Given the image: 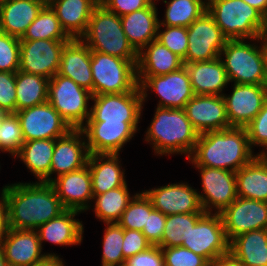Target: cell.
<instances>
[{"instance_id":"obj_39","label":"cell","mask_w":267,"mask_h":266,"mask_svg":"<svg viewBox=\"0 0 267 266\" xmlns=\"http://www.w3.org/2000/svg\"><path fill=\"white\" fill-rule=\"evenodd\" d=\"M205 212H195L187 214H173L166 216V223L162 235L160 248L181 246L196 222Z\"/></svg>"},{"instance_id":"obj_4","label":"cell","mask_w":267,"mask_h":266,"mask_svg":"<svg viewBox=\"0 0 267 266\" xmlns=\"http://www.w3.org/2000/svg\"><path fill=\"white\" fill-rule=\"evenodd\" d=\"M80 39L91 51L138 61V52L129 43L120 16L100 3L94 8L87 31Z\"/></svg>"},{"instance_id":"obj_41","label":"cell","mask_w":267,"mask_h":266,"mask_svg":"<svg viewBox=\"0 0 267 266\" xmlns=\"http://www.w3.org/2000/svg\"><path fill=\"white\" fill-rule=\"evenodd\" d=\"M154 210L151 200L141 191L133 197L117 222L123 229L143 230L147 225V213Z\"/></svg>"},{"instance_id":"obj_42","label":"cell","mask_w":267,"mask_h":266,"mask_svg":"<svg viewBox=\"0 0 267 266\" xmlns=\"http://www.w3.org/2000/svg\"><path fill=\"white\" fill-rule=\"evenodd\" d=\"M0 143L5 153L14 157L24 144L20 121L16 113H6L0 121Z\"/></svg>"},{"instance_id":"obj_37","label":"cell","mask_w":267,"mask_h":266,"mask_svg":"<svg viewBox=\"0 0 267 266\" xmlns=\"http://www.w3.org/2000/svg\"><path fill=\"white\" fill-rule=\"evenodd\" d=\"M166 4L164 19L159 26L189 27L198 17L207 11L204 0H162Z\"/></svg>"},{"instance_id":"obj_52","label":"cell","mask_w":267,"mask_h":266,"mask_svg":"<svg viewBox=\"0 0 267 266\" xmlns=\"http://www.w3.org/2000/svg\"><path fill=\"white\" fill-rule=\"evenodd\" d=\"M0 244L9 230L8 202L2 190H0Z\"/></svg>"},{"instance_id":"obj_12","label":"cell","mask_w":267,"mask_h":266,"mask_svg":"<svg viewBox=\"0 0 267 266\" xmlns=\"http://www.w3.org/2000/svg\"><path fill=\"white\" fill-rule=\"evenodd\" d=\"M187 31L188 50L183 63L211 61L220 57L228 39L208 11L187 27Z\"/></svg>"},{"instance_id":"obj_59","label":"cell","mask_w":267,"mask_h":266,"mask_svg":"<svg viewBox=\"0 0 267 266\" xmlns=\"http://www.w3.org/2000/svg\"><path fill=\"white\" fill-rule=\"evenodd\" d=\"M42 3L44 4V6H50L52 5L54 2L58 1V0H41Z\"/></svg>"},{"instance_id":"obj_46","label":"cell","mask_w":267,"mask_h":266,"mask_svg":"<svg viewBox=\"0 0 267 266\" xmlns=\"http://www.w3.org/2000/svg\"><path fill=\"white\" fill-rule=\"evenodd\" d=\"M245 128L252 150L254 146L257 148L258 146L262 147L261 150L267 148V98L261 111Z\"/></svg>"},{"instance_id":"obj_3","label":"cell","mask_w":267,"mask_h":266,"mask_svg":"<svg viewBox=\"0 0 267 266\" xmlns=\"http://www.w3.org/2000/svg\"><path fill=\"white\" fill-rule=\"evenodd\" d=\"M151 124L145 131V141L157 156L186 155L195 148L199 133L187 118L184 109L155 108Z\"/></svg>"},{"instance_id":"obj_45","label":"cell","mask_w":267,"mask_h":266,"mask_svg":"<svg viewBox=\"0 0 267 266\" xmlns=\"http://www.w3.org/2000/svg\"><path fill=\"white\" fill-rule=\"evenodd\" d=\"M164 266H208L209 262L202 256L182 246L161 248Z\"/></svg>"},{"instance_id":"obj_6","label":"cell","mask_w":267,"mask_h":266,"mask_svg":"<svg viewBox=\"0 0 267 266\" xmlns=\"http://www.w3.org/2000/svg\"><path fill=\"white\" fill-rule=\"evenodd\" d=\"M256 41L257 39L227 40L220 52V58L229 82L267 85L263 54Z\"/></svg>"},{"instance_id":"obj_29","label":"cell","mask_w":267,"mask_h":266,"mask_svg":"<svg viewBox=\"0 0 267 266\" xmlns=\"http://www.w3.org/2000/svg\"><path fill=\"white\" fill-rule=\"evenodd\" d=\"M87 164L94 195L103 194L126 183L120 154H90Z\"/></svg>"},{"instance_id":"obj_50","label":"cell","mask_w":267,"mask_h":266,"mask_svg":"<svg viewBox=\"0 0 267 266\" xmlns=\"http://www.w3.org/2000/svg\"><path fill=\"white\" fill-rule=\"evenodd\" d=\"M155 0H99L107 10L124 16L150 6Z\"/></svg>"},{"instance_id":"obj_2","label":"cell","mask_w":267,"mask_h":266,"mask_svg":"<svg viewBox=\"0 0 267 266\" xmlns=\"http://www.w3.org/2000/svg\"><path fill=\"white\" fill-rule=\"evenodd\" d=\"M256 156L250 147L246 128L230 127L199 134L195 148L187 160L193 166L237 172Z\"/></svg>"},{"instance_id":"obj_35","label":"cell","mask_w":267,"mask_h":266,"mask_svg":"<svg viewBox=\"0 0 267 266\" xmlns=\"http://www.w3.org/2000/svg\"><path fill=\"white\" fill-rule=\"evenodd\" d=\"M131 196L127 182L116 189L109 190L103 194L93 195V211L96 219L104 223H117L128 206L129 202L136 195Z\"/></svg>"},{"instance_id":"obj_20","label":"cell","mask_w":267,"mask_h":266,"mask_svg":"<svg viewBox=\"0 0 267 266\" xmlns=\"http://www.w3.org/2000/svg\"><path fill=\"white\" fill-rule=\"evenodd\" d=\"M50 184L65 209L81 213L91 209L94 194L88 164L54 178Z\"/></svg>"},{"instance_id":"obj_38","label":"cell","mask_w":267,"mask_h":266,"mask_svg":"<svg viewBox=\"0 0 267 266\" xmlns=\"http://www.w3.org/2000/svg\"><path fill=\"white\" fill-rule=\"evenodd\" d=\"M70 41L51 6H44L20 40Z\"/></svg>"},{"instance_id":"obj_56","label":"cell","mask_w":267,"mask_h":266,"mask_svg":"<svg viewBox=\"0 0 267 266\" xmlns=\"http://www.w3.org/2000/svg\"><path fill=\"white\" fill-rule=\"evenodd\" d=\"M256 10H258L267 19V0H243Z\"/></svg>"},{"instance_id":"obj_23","label":"cell","mask_w":267,"mask_h":266,"mask_svg":"<svg viewBox=\"0 0 267 266\" xmlns=\"http://www.w3.org/2000/svg\"><path fill=\"white\" fill-rule=\"evenodd\" d=\"M89 155L86 139L81 129H71L66 135L55 139L50 182L62 174L86 166ZM53 174L56 176L53 177Z\"/></svg>"},{"instance_id":"obj_34","label":"cell","mask_w":267,"mask_h":266,"mask_svg":"<svg viewBox=\"0 0 267 266\" xmlns=\"http://www.w3.org/2000/svg\"><path fill=\"white\" fill-rule=\"evenodd\" d=\"M235 174L239 197L267 202V166L258 156Z\"/></svg>"},{"instance_id":"obj_49","label":"cell","mask_w":267,"mask_h":266,"mask_svg":"<svg viewBox=\"0 0 267 266\" xmlns=\"http://www.w3.org/2000/svg\"><path fill=\"white\" fill-rule=\"evenodd\" d=\"M166 223V215L159 210H153L147 213V225H144L142 233L152 246H158L161 243L164 227Z\"/></svg>"},{"instance_id":"obj_10","label":"cell","mask_w":267,"mask_h":266,"mask_svg":"<svg viewBox=\"0 0 267 266\" xmlns=\"http://www.w3.org/2000/svg\"><path fill=\"white\" fill-rule=\"evenodd\" d=\"M181 246L204 257L209 263L229 254V241L220 213H205L191 227Z\"/></svg>"},{"instance_id":"obj_55","label":"cell","mask_w":267,"mask_h":266,"mask_svg":"<svg viewBox=\"0 0 267 266\" xmlns=\"http://www.w3.org/2000/svg\"><path fill=\"white\" fill-rule=\"evenodd\" d=\"M59 256L60 255L47 256L44 260L35 263L32 266H66L63 262V258H60Z\"/></svg>"},{"instance_id":"obj_30","label":"cell","mask_w":267,"mask_h":266,"mask_svg":"<svg viewBox=\"0 0 267 266\" xmlns=\"http://www.w3.org/2000/svg\"><path fill=\"white\" fill-rule=\"evenodd\" d=\"M99 0H58L51 8L60 25L71 39H80L87 31L88 23Z\"/></svg>"},{"instance_id":"obj_60","label":"cell","mask_w":267,"mask_h":266,"mask_svg":"<svg viewBox=\"0 0 267 266\" xmlns=\"http://www.w3.org/2000/svg\"><path fill=\"white\" fill-rule=\"evenodd\" d=\"M5 114H6V113H4V112L0 109V121H1L2 117H3ZM0 151H1L2 153H5V152L2 150V148H1V143H0Z\"/></svg>"},{"instance_id":"obj_11","label":"cell","mask_w":267,"mask_h":266,"mask_svg":"<svg viewBox=\"0 0 267 266\" xmlns=\"http://www.w3.org/2000/svg\"><path fill=\"white\" fill-rule=\"evenodd\" d=\"M91 101L86 122H140L144 111L139 85L132 92L93 95Z\"/></svg>"},{"instance_id":"obj_43","label":"cell","mask_w":267,"mask_h":266,"mask_svg":"<svg viewBox=\"0 0 267 266\" xmlns=\"http://www.w3.org/2000/svg\"><path fill=\"white\" fill-rule=\"evenodd\" d=\"M157 40L182 60L185 59L188 50L187 27L158 26Z\"/></svg>"},{"instance_id":"obj_15","label":"cell","mask_w":267,"mask_h":266,"mask_svg":"<svg viewBox=\"0 0 267 266\" xmlns=\"http://www.w3.org/2000/svg\"><path fill=\"white\" fill-rule=\"evenodd\" d=\"M69 41L20 40L19 70L51 79L58 73L61 54Z\"/></svg>"},{"instance_id":"obj_51","label":"cell","mask_w":267,"mask_h":266,"mask_svg":"<svg viewBox=\"0 0 267 266\" xmlns=\"http://www.w3.org/2000/svg\"><path fill=\"white\" fill-rule=\"evenodd\" d=\"M124 266H164L161 248L152 246L144 252L127 258Z\"/></svg>"},{"instance_id":"obj_18","label":"cell","mask_w":267,"mask_h":266,"mask_svg":"<svg viewBox=\"0 0 267 266\" xmlns=\"http://www.w3.org/2000/svg\"><path fill=\"white\" fill-rule=\"evenodd\" d=\"M143 192L151 200L153 208L166 216L204 212L198 190L187 182L169 183Z\"/></svg>"},{"instance_id":"obj_8","label":"cell","mask_w":267,"mask_h":266,"mask_svg":"<svg viewBox=\"0 0 267 266\" xmlns=\"http://www.w3.org/2000/svg\"><path fill=\"white\" fill-rule=\"evenodd\" d=\"M92 96L89 90L58 73L49 80L47 101L72 129H80L90 117Z\"/></svg>"},{"instance_id":"obj_44","label":"cell","mask_w":267,"mask_h":266,"mask_svg":"<svg viewBox=\"0 0 267 266\" xmlns=\"http://www.w3.org/2000/svg\"><path fill=\"white\" fill-rule=\"evenodd\" d=\"M20 65V39L0 31V71L16 73Z\"/></svg>"},{"instance_id":"obj_31","label":"cell","mask_w":267,"mask_h":266,"mask_svg":"<svg viewBox=\"0 0 267 266\" xmlns=\"http://www.w3.org/2000/svg\"><path fill=\"white\" fill-rule=\"evenodd\" d=\"M183 60L157 39L138 53L137 76H159L179 70Z\"/></svg>"},{"instance_id":"obj_53","label":"cell","mask_w":267,"mask_h":266,"mask_svg":"<svg viewBox=\"0 0 267 266\" xmlns=\"http://www.w3.org/2000/svg\"><path fill=\"white\" fill-rule=\"evenodd\" d=\"M208 266H244L239 260L235 259L230 253L224 256H221L211 263Z\"/></svg>"},{"instance_id":"obj_14","label":"cell","mask_w":267,"mask_h":266,"mask_svg":"<svg viewBox=\"0 0 267 266\" xmlns=\"http://www.w3.org/2000/svg\"><path fill=\"white\" fill-rule=\"evenodd\" d=\"M140 122H86L84 133L90 154H120L139 131Z\"/></svg>"},{"instance_id":"obj_19","label":"cell","mask_w":267,"mask_h":266,"mask_svg":"<svg viewBox=\"0 0 267 266\" xmlns=\"http://www.w3.org/2000/svg\"><path fill=\"white\" fill-rule=\"evenodd\" d=\"M232 92L223 94L231 127H246L261 111L267 98V85L231 84Z\"/></svg>"},{"instance_id":"obj_36","label":"cell","mask_w":267,"mask_h":266,"mask_svg":"<svg viewBox=\"0 0 267 266\" xmlns=\"http://www.w3.org/2000/svg\"><path fill=\"white\" fill-rule=\"evenodd\" d=\"M49 80L39 75L16 72V111L46 103Z\"/></svg>"},{"instance_id":"obj_33","label":"cell","mask_w":267,"mask_h":266,"mask_svg":"<svg viewBox=\"0 0 267 266\" xmlns=\"http://www.w3.org/2000/svg\"><path fill=\"white\" fill-rule=\"evenodd\" d=\"M55 148V140L37 139L24 141L20 151L13 159L23 161L29 172H31L38 182L50 183L51 160Z\"/></svg>"},{"instance_id":"obj_25","label":"cell","mask_w":267,"mask_h":266,"mask_svg":"<svg viewBox=\"0 0 267 266\" xmlns=\"http://www.w3.org/2000/svg\"><path fill=\"white\" fill-rule=\"evenodd\" d=\"M195 95L223 96L229 79L220 57L211 61L184 63Z\"/></svg>"},{"instance_id":"obj_16","label":"cell","mask_w":267,"mask_h":266,"mask_svg":"<svg viewBox=\"0 0 267 266\" xmlns=\"http://www.w3.org/2000/svg\"><path fill=\"white\" fill-rule=\"evenodd\" d=\"M15 113L20 121L24 141L55 140L72 129L48 101Z\"/></svg>"},{"instance_id":"obj_32","label":"cell","mask_w":267,"mask_h":266,"mask_svg":"<svg viewBox=\"0 0 267 266\" xmlns=\"http://www.w3.org/2000/svg\"><path fill=\"white\" fill-rule=\"evenodd\" d=\"M229 253L244 266H267V229L252 230L233 238Z\"/></svg>"},{"instance_id":"obj_58","label":"cell","mask_w":267,"mask_h":266,"mask_svg":"<svg viewBox=\"0 0 267 266\" xmlns=\"http://www.w3.org/2000/svg\"><path fill=\"white\" fill-rule=\"evenodd\" d=\"M0 266H9L6 262L3 249L0 247Z\"/></svg>"},{"instance_id":"obj_22","label":"cell","mask_w":267,"mask_h":266,"mask_svg":"<svg viewBox=\"0 0 267 266\" xmlns=\"http://www.w3.org/2000/svg\"><path fill=\"white\" fill-rule=\"evenodd\" d=\"M0 247L9 266H32L47 256H57L56 253H42L37 230L9 228Z\"/></svg>"},{"instance_id":"obj_26","label":"cell","mask_w":267,"mask_h":266,"mask_svg":"<svg viewBox=\"0 0 267 266\" xmlns=\"http://www.w3.org/2000/svg\"><path fill=\"white\" fill-rule=\"evenodd\" d=\"M80 213L66 209L59 216L37 228L42 249L44 242L65 247L80 245L83 240L84 225L82 221L75 218Z\"/></svg>"},{"instance_id":"obj_28","label":"cell","mask_w":267,"mask_h":266,"mask_svg":"<svg viewBox=\"0 0 267 266\" xmlns=\"http://www.w3.org/2000/svg\"><path fill=\"white\" fill-rule=\"evenodd\" d=\"M157 2L141 10L120 16L123 31L129 43L139 53L147 44L157 39L159 18Z\"/></svg>"},{"instance_id":"obj_9","label":"cell","mask_w":267,"mask_h":266,"mask_svg":"<svg viewBox=\"0 0 267 266\" xmlns=\"http://www.w3.org/2000/svg\"><path fill=\"white\" fill-rule=\"evenodd\" d=\"M142 93L143 107L148 91L155 92L159 101L156 107L184 109L185 104L195 95L185 65L179 70L159 76H137Z\"/></svg>"},{"instance_id":"obj_27","label":"cell","mask_w":267,"mask_h":266,"mask_svg":"<svg viewBox=\"0 0 267 266\" xmlns=\"http://www.w3.org/2000/svg\"><path fill=\"white\" fill-rule=\"evenodd\" d=\"M43 7L41 0L0 1V31L21 39Z\"/></svg>"},{"instance_id":"obj_54","label":"cell","mask_w":267,"mask_h":266,"mask_svg":"<svg viewBox=\"0 0 267 266\" xmlns=\"http://www.w3.org/2000/svg\"><path fill=\"white\" fill-rule=\"evenodd\" d=\"M257 41L259 43V46L261 48L263 59H264V68L265 73L267 75V27L264 28L258 35H257Z\"/></svg>"},{"instance_id":"obj_17","label":"cell","mask_w":267,"mask_h":266,"mask_svg":"<svg viewBox=\"0 0 267 266\" xmlns=\"http://www.w3.org/2000/svg\"><path fill=\"white\" fill-rule=\"evenodd\" d=\"M230 242L240 234L267 229V202L237 197L220 213Z\"/></svg>"},{"instance_id":"obj_48","label":"cell","mask_w":267,"mask_h":266,"mask_svg":"<svg viewBox=\"0 0 267 266\" xmlns=\"http://www.w3.org/2000/svg\"><path fill=\"white\" fill-rule=\"evenodd\" d=\"M150 247L152 244L141 231L124 229L122 252L125 259L144 252Z\"/></svg>"},{"instance_id":"obj_40","label":"cell","mask_w":267,"mask_h":266,"mask_svg":"<svg viewBox=\"0 0 267 266\" xmlns=\"http://www.w3.org/2000/svg\"><path fill=\"white\" fill-rule=\"evenodd\" d=\"M101 266H124L122 252L124 229L118 223H104Z\"/></svg>"},{"instance_id":"obj_47","label":"cell","mask_w":267,"mask_h":266,"mask_svg":"<svg viewBox=\"0 0 267 266\" xmlns=\"http://www.w3.org/2000/svg\"><path fill=\"white\" fill-rule=\"evenodd\" d=\"M0 109L16 112V73L0 71Z\"/></svg>"},{"instance_id":"obj_5","label":"cell","mask_w":267,"mask_h":266,"mask_svg":"<svg viewBox=\"0 0 267 266\" xmlns=\"http://www.w3.org/2000/svg\"><path fill=\"white\" fill-rule=\"evenodd\" d=\"M207 11L228 40L256 39L267 19L243 0H208Z\"/></svg>"},{"instance_id":"obj_57","label":"cell","mask_w":267,"mask_h":266,"mask_svg":"<svg viewBox=\"0 0 267 266\" xmlns=\"http://www.w3.org/2000/svg\"><path fill=\"white\" fill-rule=\"evenodd\" d=\"M256 154L263 161V163L267 166V148H265L264 150H261L260 152Z\"/></svg>"},{"instance_id":"obj_21","label":"cell","mask_w":267,"mask_h":266,"mask_svg":"<svg viewBox=\"0 0 267 266\" xmlns=\"http://www.w3.org/2000/svg\"><path fill=\"white\" fill-rule=\"evenodd\" d=\"M184 111L199 134L231 127L223 96L194 95L185 104Z\"/></svg>"},{"instance_id":"obj_24","label":"cell","mask_w":267,"mask_h":266,"mask_svg":"<svg viewBox=\"0 0 267 266\" xmlns=\"http://www.w3.org/2000/svg\"><path fill=\"white\" fill-rule=\"evenodd\" d=\"M58 74L72 79L93 95L91 50L81 39H71L64 46Z\"/></svg>"},{"instance_id":"obj_7","label":"cell","mask_w":267,"mask_h":266,"mask_svg":"<svg viewBox=\"0 0 267 266\" xmlns=\"http://www.w3.org/2000/svg\"><path fill=\"white\" fill-rule=\"evenodd\" d=\"M137 62L91 51L93 95L132 92L138 86Z\"/></svg>"},{"instance_id":"obj_13","label":"cell","mask_w":267,"mask_h":266,"mask_svg":"<svg viewBox=\"0 0 267 266\" xmlns=\"http://www.w3.org/2000/svg\"><path fill=\"white\" fill-rule=\"evenodd\" d=\"M194 168L200 172L203 191H198V195L205 213H221L238 197L235 172L203 166Z\"/></svg>"},{"instance_id":"obj_1","label":"cell","mask_w":267,"mask_h":266,"mask_svg":"<svg viewBox=\"0 0 267 266\" xmlns=\"http://www.w3.org/2000/svg\"><path fill=\"white\" fill-rule=\"evenodd\" d=\"M9 228L36 230L66 209L50 183L15 182L3 186Z\"/></svg>"}]
</instances>
